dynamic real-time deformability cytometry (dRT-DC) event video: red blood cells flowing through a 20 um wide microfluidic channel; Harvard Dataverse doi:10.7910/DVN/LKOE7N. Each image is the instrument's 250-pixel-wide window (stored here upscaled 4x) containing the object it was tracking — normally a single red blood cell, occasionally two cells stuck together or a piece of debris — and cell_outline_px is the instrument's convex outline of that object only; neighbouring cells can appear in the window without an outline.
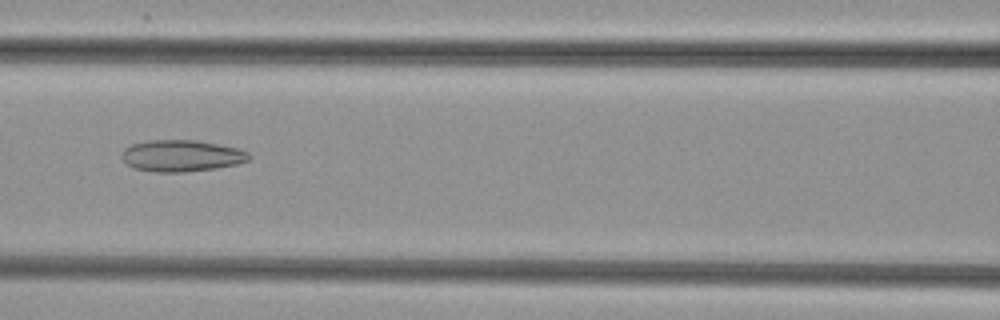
{"species": "common noctule bat (a hibernating species)", "species_latin": "Nyctalus noctula", "temperature_condition": "cold", "stored_images_in_passage": 53, "camera_frame_rate_fps": 3000, "um_per_image_px": 0.085, "animal": {"sex": "female", "body_mass_g": 29.2, "forearm_length_mm": 56.3}, "frame": {"image": 1, "passage_image": 23, "time_ms": 7.333, "image_size_px": [1000, 320], "cell_outline_px": [[252, 156], [248, 160], [240, 164], [216, 168], [184, 172], [152, 172], [132, 168], [124, 164], [120, 156], [124, 148], [132, 144], [148, 140], [196, 140], [240, 148], [248, 152]], "centroid_in_image_um": [15.41, 13.25], "position_along_channel_um": 151.2, "area_um2": 23.87}}
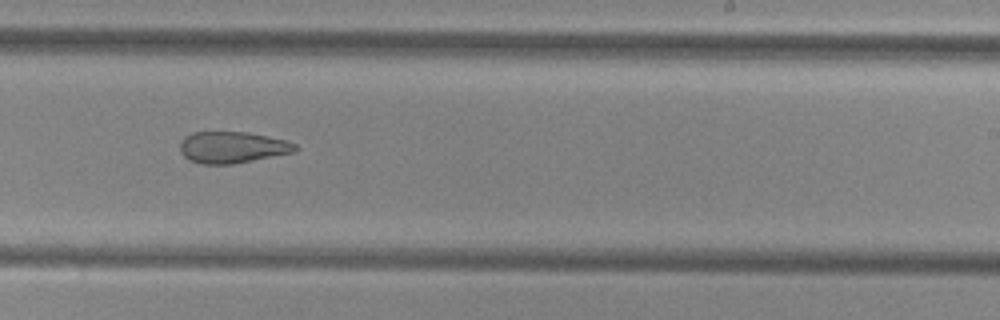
{"frame": {"image": 2, "passage_image": 32, "time_ms": 10.333, "image_size_px": [1000, 320], "cell_outline_px": [[300, 148], [292, 152], [232, 164], [200, 164], [188, 160], [180, 152], [180, 144], [184, 136], [192, 132], [248, 132], [288, 140], [296, 144]], "centroid_in_image_um": [19.73, 12.51], "position_along_channel_um": 269.3, "area_um2": 21.21}}
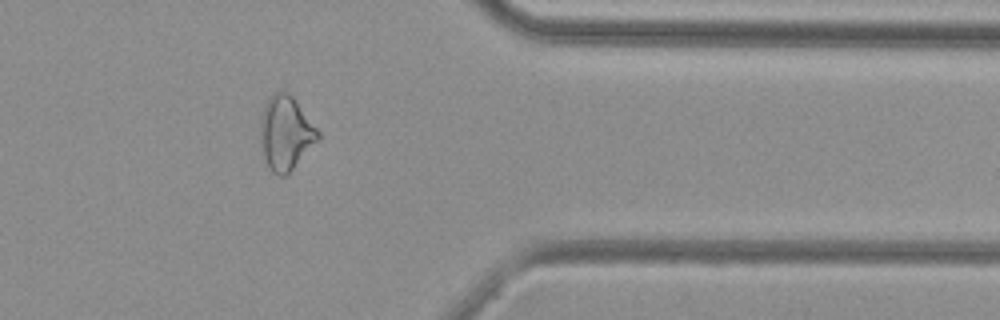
{"frame": {"image": 3, "passage_image": 42, "time_ms": 13.667, "image_size_px": [1000, 320], "cell_outline_px": [[320, 140], [288, 176], [276, 176], [272, 172], [264, 156], [260, 132], [260, 116], [264, 104], [268, 96], [272, 92], [288, 92], [292, 96], [320, 132]], "centroid_in_image_um": [24.3, 11.33], "position_along_channel_um": 387.1, "area_um2": 25.26}}